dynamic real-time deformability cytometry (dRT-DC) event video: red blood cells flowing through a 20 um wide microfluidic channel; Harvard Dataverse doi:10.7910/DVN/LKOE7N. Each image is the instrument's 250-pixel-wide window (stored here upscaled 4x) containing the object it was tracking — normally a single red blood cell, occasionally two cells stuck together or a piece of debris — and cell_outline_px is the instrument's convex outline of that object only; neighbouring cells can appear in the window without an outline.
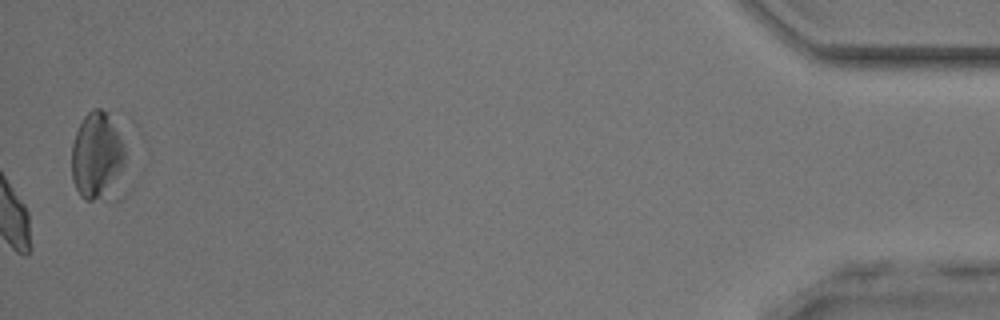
{"species": "common noctule bat (a hibernating species)", "species_latin": "Nyctalus noctula", "temperature_condition": "room temperature", "stored_images_in_passage": 44, "camera_frame_rate_fps": 3000, "um_per_image_px": 0.085, "animal": {"sex": "male", "body_mass_g": 17.9, "forearm_length_mm": 54.2}, "frame": {"image": 1, "passage_image": 44, "time_ms": 14.333, "image_size_px": [1000, 320], "cell_outline_px": [[132, 188], [120, 200], [84, 200], [80, 196], [72, 180], [72, 144], [76, 132], [84, 116], [92, 108], [100, 108], [108, 112], [124, 144]], "centroid_in_image_um": [8.47, 13.52], "position_along_channel_um": 426.7, "area_um2": 30.81}}